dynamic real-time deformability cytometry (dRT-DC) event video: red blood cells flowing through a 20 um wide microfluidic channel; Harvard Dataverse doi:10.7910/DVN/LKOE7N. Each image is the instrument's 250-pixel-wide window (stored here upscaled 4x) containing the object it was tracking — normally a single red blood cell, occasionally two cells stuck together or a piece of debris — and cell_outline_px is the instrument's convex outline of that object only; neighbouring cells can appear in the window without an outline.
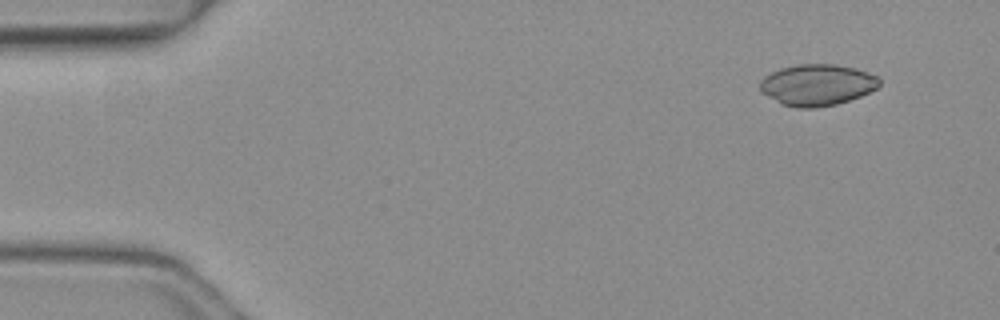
{"species": "common noctule bat (a hibernating species)", "species_latin": "Nyctalus noctula", "temperature_condition": "warm", "stored_images_in_passage": 2, "camera_frame_rate_fps": 3000, "um_per_image_px": 0.085, "animal": {"sex": "female", "body_mass_g": 19.3, "forearm_length_mm": 54.1}, "frame": {"image": 1, "passage_image": 2, "time_ms": 0.333, "image_size_px": [1000, 320], "cell_outline_px": [[880, 84], [876, 88], [860, 96], [836, 104], [816, 108], [796, 108], [780, 104], [760, 92], [760, 80], [764, 76], [780, 68], [800, 64], [836, 64], [856, 68], [876, 76], [880, 80]], "centroid_in_image_um": [69.42, 7.22], "position_along_channel_um": 15.6, "area_um2": 28.84}}